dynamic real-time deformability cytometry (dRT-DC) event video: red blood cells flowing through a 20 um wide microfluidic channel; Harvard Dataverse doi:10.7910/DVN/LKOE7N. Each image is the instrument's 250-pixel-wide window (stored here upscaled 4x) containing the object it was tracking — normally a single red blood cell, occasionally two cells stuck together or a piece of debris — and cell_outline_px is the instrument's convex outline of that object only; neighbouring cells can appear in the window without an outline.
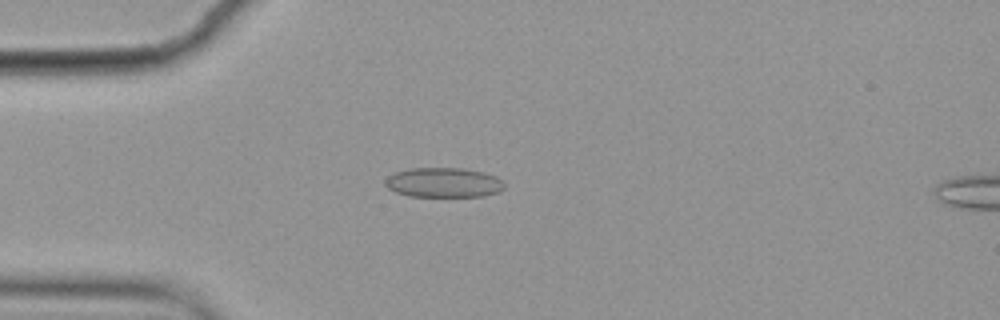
{"species": "common noctule bat (a hibernating species)", "species_latin": "Nyctalus noctula", "temperature_condition": "cold", "stored_images_in_passage": 5, "camera_frame_rate_fps": 3000, "um_per_image_px": 0.085, "animal": {"sex": "female", "body_mass_g": 19.9}, "frame": {"image": 1, "passage_image": 3, "time_ms": 0.667, "image_size_px": [1000, 320], "cell_outline_px": [[504, 188], [500, 192], [484, 196], [408, 196], [396, 192], [388, 188], [384, 184], [384, 180], [392, 172], [408, 168], [464, 168], [484, 172], [496, 176], [504, 184]], "centroid_in_image_um": [37.68, 15.51], "position_along_channel_um": 47.3, "area_um2": 20.87}}
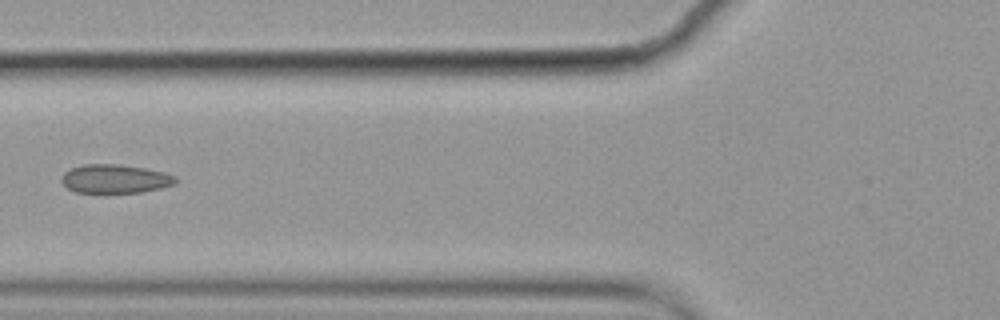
{"frame": {"image": 2, "passage_image": 5, "time_ms": 1.333, "image_size_px": [1000, 320], "cell_outline_px": [[176, 184], [160, 188], [140, 192], [76, 192], [68, 188], [60, 180], [64, 172], [72, 168], [84, 164], [120, 164], [144, 168], [164, 172], [176, 176]], "centroid_in_image_um": [9.79, 15.19], "position_along_channel_um": 116.0, "area_um2": 18.96}}